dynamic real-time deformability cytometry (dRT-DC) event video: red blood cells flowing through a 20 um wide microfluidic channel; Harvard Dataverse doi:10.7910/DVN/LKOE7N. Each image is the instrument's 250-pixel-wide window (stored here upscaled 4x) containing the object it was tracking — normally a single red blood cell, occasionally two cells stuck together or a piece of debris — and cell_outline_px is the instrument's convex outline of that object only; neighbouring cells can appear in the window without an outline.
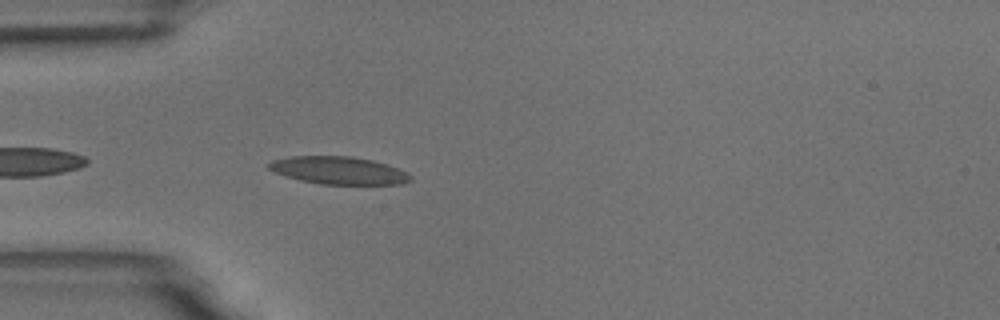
{"species": "common noctule bat (a hibernating species)", "species_latin": "Nyctalus noctula", "temperature_condition": "room temperature", "stored_images_in_passage": 17, "camera_frame_rate_fps": 3000, "um_per_image_px": 0.085, "animal": {"sex": "male", "body_mass_g": 18.8}, "frame": {"image": 1, "passage_image": 3, "time_ms": 0.667, "image_size_px": [1000, 320], "cell_outline_px": [[412, 180], [404, 184], [320, 184], [300, 180], [276, 172], [268, 168], [268, 164], [272, 160], [292, 156], [352, 156], [372, 160], [388, 164], [408, 172], [412, 176]], "centroid_in_image_um": [28.85, 14.48], "position_along_channel_um": 56.1, "area_um2": 22.83}}